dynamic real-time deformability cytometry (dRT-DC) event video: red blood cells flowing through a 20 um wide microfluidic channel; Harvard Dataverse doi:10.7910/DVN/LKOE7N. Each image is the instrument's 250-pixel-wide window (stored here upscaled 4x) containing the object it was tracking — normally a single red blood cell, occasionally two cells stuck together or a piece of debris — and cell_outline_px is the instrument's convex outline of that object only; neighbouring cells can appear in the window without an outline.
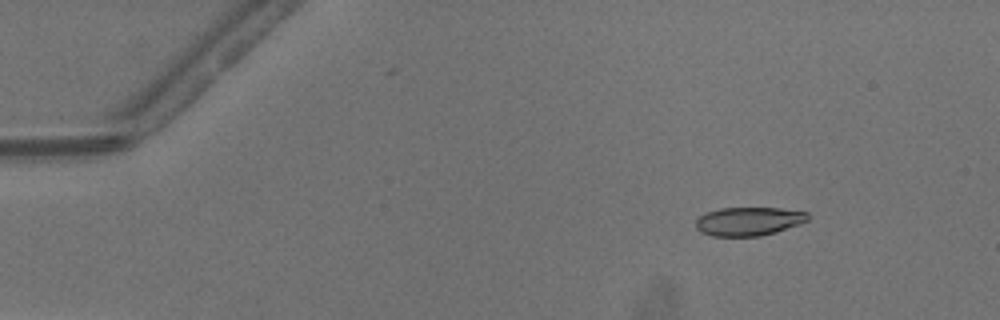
{"species": "common noctule bat (a hibernating species)", "species_latin": "Nyctalus noctula", "temperature_condition": "warm", "stored_images_in_passage": 45, "camera_frame_rate_fps": 3000, "um_per_image_px": 0.085, "animal": {"sex": "male", "body_mass_g": 13.3}, "frame": {"image": 1, "passage_image": 2, "time_ms": 0.333, "image_size_px": [1000, 320], "cell_outline_px": [[808, 220], [800, 224], [776, 232], [760, 236], [712, 236], [700, 232], [696, 228], [696, 220], [704, 212], [720, 208], [780, 208], [808, 212]], "centroid_in_image_um": [63.62, 18.81], "position_along_channel_um": 21.4, "area_um2": 18.79}}
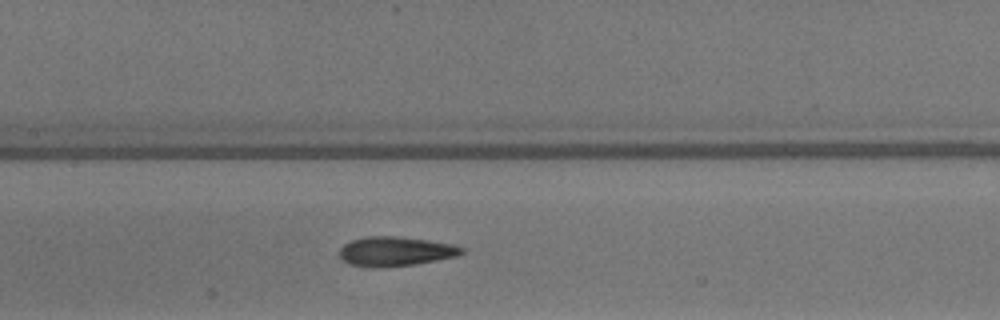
{"frame": {"image": 2, "passage_image": 20, "time_ms": 6.333, "image_size_px": [1000, 320], "cell_outline_px": [[464, 252], [456, 256], [416, 264], [384, 268], [372, 268], [348, 264], [340, 260], [340, 248], [344, 244], [352, 240], [368, 236], [396, 236], [428, 240], [452, 244], [464, 248]], "centroid_in_image_um": [33.57, 21.38], "position_along_channel_um": 173.8, "area_um2": 21.15}}
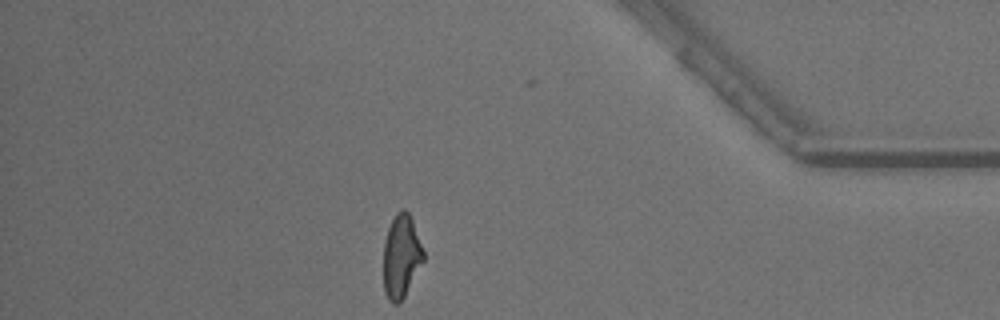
{"frame": {"image": 3, "passage_image": 39, "time_ms": 12.667, "image_size_px": [1000, 320], "cell_outline_px": [[424, 260], [400, 304], [392, 304], [388, 300], [384, 292], [384, 240], [388, 228], [396, 212], [400, 208], [404, 208], [408, 212], [412, 220], [424, 252]], "centroid_in_image_um": [34.09, 21.8], "position_along_channel_um": 401.1, "area_um2": 19.42}, "authors_computed_cell_mechanics": {"area_um2": 20.23, "velocity_mm_per_s": 4.1711, "shape_relaxation_time_tau1_ms": 8.216, "shape_relaxation_time_tau2_ms": 2.0152, "deformation_change_tau1": 0.2085, "deformation_change_tau2": 0.0952}}